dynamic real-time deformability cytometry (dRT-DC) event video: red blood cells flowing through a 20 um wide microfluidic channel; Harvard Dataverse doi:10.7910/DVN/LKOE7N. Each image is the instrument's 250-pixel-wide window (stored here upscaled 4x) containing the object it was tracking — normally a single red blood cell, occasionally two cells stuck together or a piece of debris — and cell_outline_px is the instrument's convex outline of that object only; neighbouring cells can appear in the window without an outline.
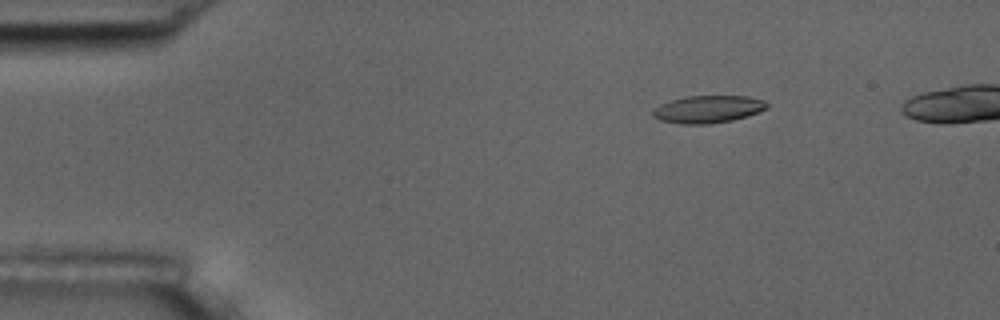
{"species": "common noctule bat (a hibernating species)", "species_latin": "Nyctalus noctula", "temperature_condition": "room temperature", "stored_images_in_passage": 6, "camera_frame_rate_fps": 3000, "um_per_image_px": 0.085, "animal": {"sex": "male", "body_mass_g": 17.5, "forearm_length_mm": 52.3}, "frame": {"image": 1, "passage_image": 3, "time_ms": 2.333, "image_size_px": [1000, 320], "cell_outline_px": [[768, 108], [760, 112], [748, 116], [732, 120], [708, 124], [680, 124], [660, 120], [652, 116], [652, 112], [660, 104], [684, 96], [748, 96], [764, 100], [768, 104]], "centroid_in_image_um": [60.2, 9.28], "position_along_channel_um": 24.8, "area_um2": 18.32}}